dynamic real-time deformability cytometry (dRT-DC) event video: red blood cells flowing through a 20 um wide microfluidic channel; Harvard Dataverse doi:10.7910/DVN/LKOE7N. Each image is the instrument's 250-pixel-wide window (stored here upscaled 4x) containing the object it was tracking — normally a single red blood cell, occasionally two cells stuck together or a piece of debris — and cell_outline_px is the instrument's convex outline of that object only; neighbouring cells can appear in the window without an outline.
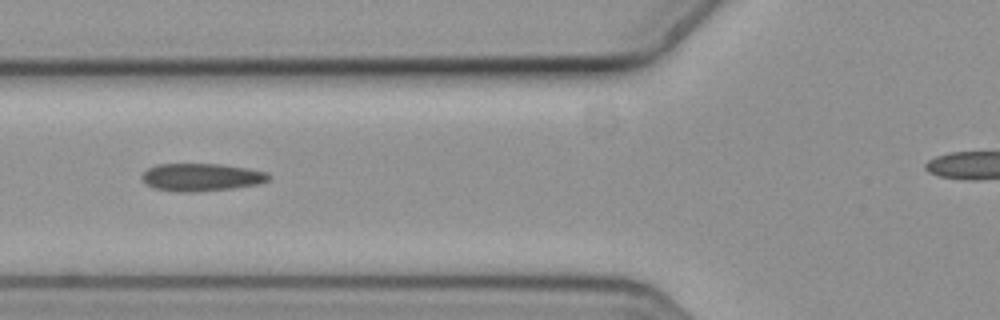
{"species": "common noctule bat (a hibernating species)", "species_latin": "Nyctalus noctula", "temperature_condition": "cold", "stored_images_in_passage": 11, "camera_frame_rate_fps": 3000, "um_per_image_px": 0.085, "animal": {"sex": "female", "body_mass_g": 19.3, "forearm_length_mm": 54.1}, "frame": {"image": 1, "passage_image": 2, "time_ms": 0.333, "image_size_px": [1000, 320], "cell_outline_px": [[272, 176], [268, 180], [256, 184], [232, 188], [192, 192], [176, 192], [156, 188], [148, 184], [140, 176], [148, 168], [156, 164], [220, 164], [248, 168], [264, 172]], "centroid_in_image_um": [17.1, 15.05], "position_along_channel_um": 108.7, "area_um2": 20.23}}
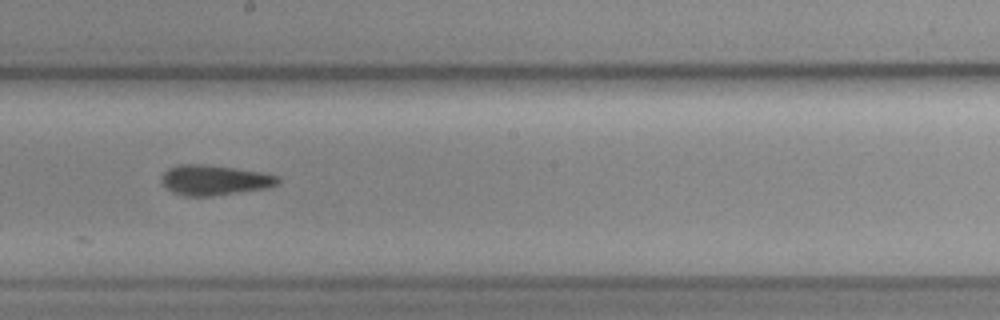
{"frame": {"image": 2, "passage_image": 5, "time_ms": 1.333, "image_size_px": [1000, 320], "cell_outline_px": [[280, 184], [268, 188], [208, 196], [184, 196], [172, 192], [160, 180], [160, 176], [168, 168], [176, 164], [204, 164], [260, 172], [280, 176]], "centroid_in_image_um": [18.22, 15.3], "position_along_channel_um": 230.0, "area_um2": 20.46}}
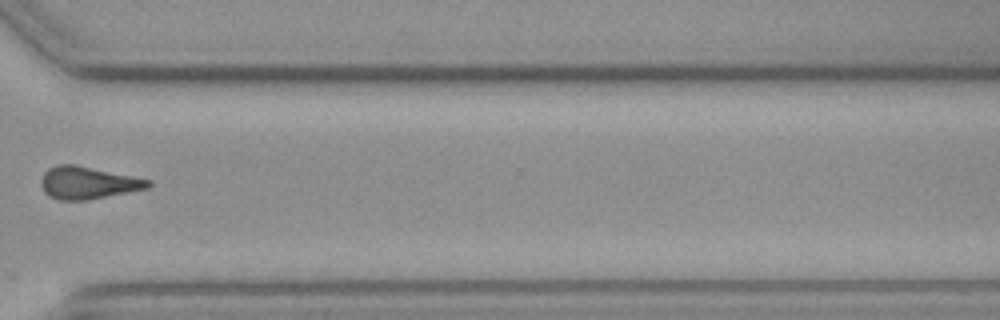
{"frame": {"image": 3, "passage_image": 8, "time_ms": 2.333, "image_size_px": [1000, 320], "cell_outline_px": [[152, 184], [148, 188], [88, 200], [56, 200], [48, 196], [44, 192], [40, 184], [40, 180], [44, 172], [48, 168], [56, 164], [76, 164], [152, 180]], "centroid_in_image_um": [7.44, 15.53], "position_along_channel_um": 363.2, "area_um2": 20.46}}